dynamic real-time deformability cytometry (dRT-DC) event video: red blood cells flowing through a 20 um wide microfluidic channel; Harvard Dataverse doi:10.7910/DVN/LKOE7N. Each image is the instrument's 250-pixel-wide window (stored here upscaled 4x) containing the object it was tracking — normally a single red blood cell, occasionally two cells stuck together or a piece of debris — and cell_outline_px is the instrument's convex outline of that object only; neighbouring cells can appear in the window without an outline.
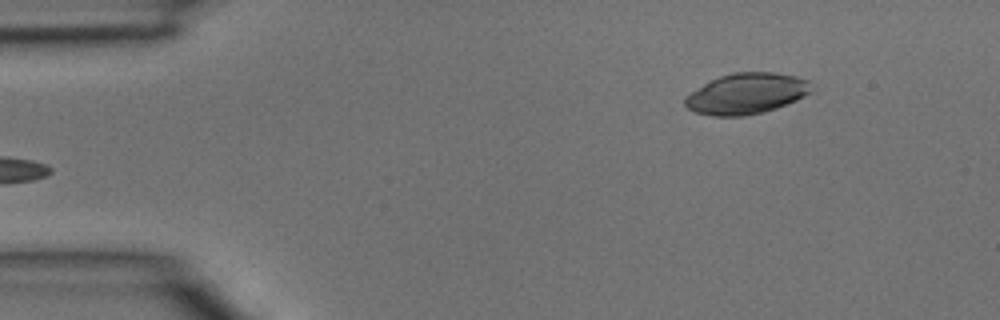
{"species": "common noctule bat (a hibernating species)", "species_latin": "Nyctalus noctula", "temperature_condition": "room temperature", "stored_images_in_passage": 4, "segment_of_instrument_passage": [2, 2], "camera_frame_rate_fps": 3000, "um_per_image_px": 0.085, "animal": {"sex": "male", "body_mass_g": 15.6}, "frame": {"image": 1, "passage_image": 4, "time_ms": 1.0, "image_size_px": [1000, 320], "cell_outline_px": [[816, 88], [812, 92], [796, 100], [776, 108], [764, 112], [744, 116], [712, 116], [696, 112], [688, 108], [684, 104], [684, 100], [692, 92], [704, 84], [720, 76], [732, 72], [776, 72], [796, 76], [808, 80]], "centroid_in_image_um": [63.51, 7.95], "position_along_channel_um": 21.5, "area_um2": 30.11}}